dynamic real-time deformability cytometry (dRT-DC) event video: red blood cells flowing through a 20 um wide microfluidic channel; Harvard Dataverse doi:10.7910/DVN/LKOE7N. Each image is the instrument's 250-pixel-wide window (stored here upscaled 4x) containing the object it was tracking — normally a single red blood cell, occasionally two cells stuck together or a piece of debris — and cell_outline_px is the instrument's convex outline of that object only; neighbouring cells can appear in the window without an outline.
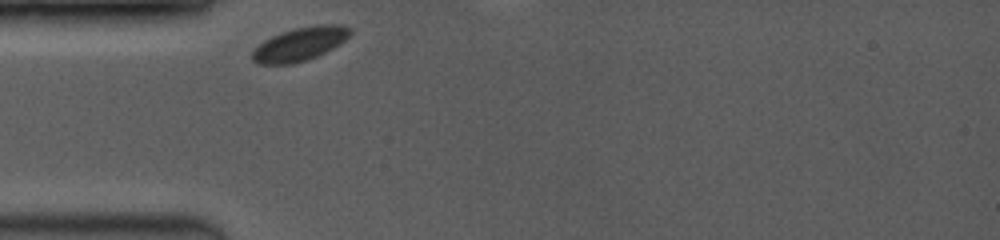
{"species": "common noctule bat (a hibernating species)", "species_latin": "Nyctalus noctula", "temperature_condition": "room temperature", "stored_images_in_passage": 4, "camera_frame_rate_fps": 3500, "um_per_image_px": 0.085, "animal": {"sex": "female", "body_mass_g": 19.0, "forearm_length_mm": 53.3}, "frame": {"image": 1, "passage_image": 1, "time_ms": 0.0, "image_size_px": [1000, 240], "cell_outline_px": [[352, 32], [340, 44], [316, 56], [292, 64], [260, 64], [252, 60], [252, 52], [264, 40], [280, 32], [292, 28], [316, 24], [344, 24], [352, 28]], "centroid_in_image_um": [25.52, 3.71], "position_along_channel_um": 59.5, "area_um2": 19.13}}